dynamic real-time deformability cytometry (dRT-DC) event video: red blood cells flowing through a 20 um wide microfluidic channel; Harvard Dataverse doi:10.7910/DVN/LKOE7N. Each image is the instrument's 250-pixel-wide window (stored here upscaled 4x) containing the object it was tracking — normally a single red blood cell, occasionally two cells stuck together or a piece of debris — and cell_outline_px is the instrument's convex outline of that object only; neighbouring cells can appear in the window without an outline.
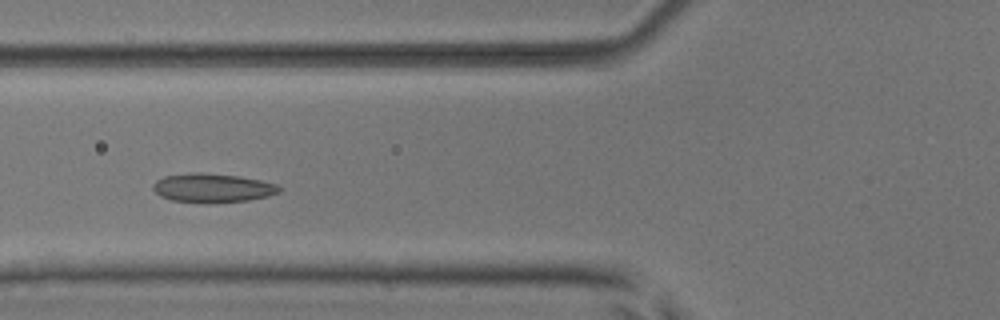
{"species": "common noctule bat (a hibernating species)", "species_latin": "Nyctalus noctula", "temperature_condition": "room temperature", "stored_images_in_passage": 8, "camera_frame_rate_fps": 3000, "um_per_image_px": 0.085, "animal": {"sex": "male", "body_mass_g": 17.9, "forearm_length_mm": 54.2}, "frame": {"image": 1, "passage_image": 5, "time_ms": 1.333, "image_size_px": [1000, 320], "cell_outline_px": [[280, 192], [268, 196], [248, 200], [208, 204], [172, 200], [160, 196], [152, 188], [152, 184], [156, 180], [164, 176], [192, 172], [200, 172], [236, 176], [260, 180], [276, 184], [280, 188]], "centroid_in_image_um": [18.03, 15.98], "position_along_channel_um": 107.8, "area_um2": 21.39}}
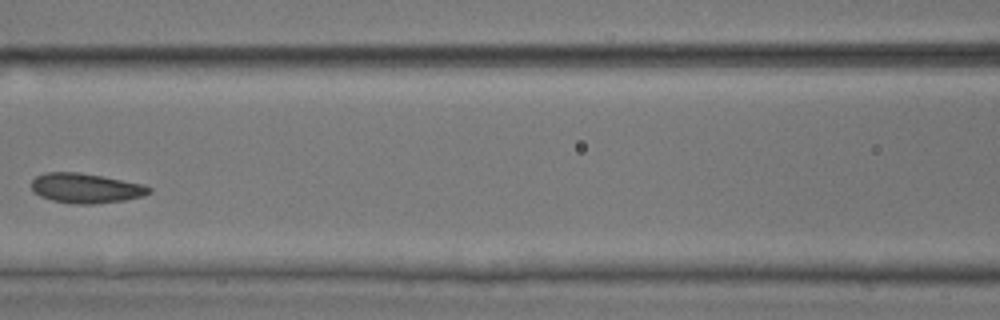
{"frame": {"image": 2, "passage_image": 6, "time_ms": 1.667, "image_size_px": [1000, 320], "cell_outline_px": [[152, 192], [144, 196], [124, 200], [92, 204], [72, 204], [52, 200], [40, 196], [32, 192], [32, 180], [36, 176], [44, 172], [76, 172], [100, 176], [140, 184], [152, 188]], "centroid_in_image_um": [7.25, 16.0], "position_along_channel_um": 159.3, "area_um2": 20.29}}
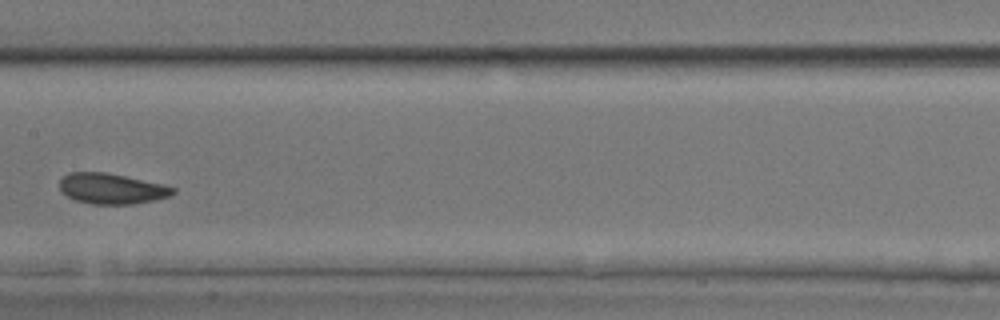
{"frame": {"image": 3, "passage_image": 7, "time_ms": 2.0, "image_size_px": [1000, 320], "cell_outline_px": [[176, 192], [168, 196], [152, 200], [132, 204], [92, 204], [76, 200], [68, 196], [60, 188], [60, 180], [68, 172], [104, 172], [164, 184], [176, 188]], "centroid_in_image_um": [9.5, 16.03], "position_along_channel_um": 197.9, "area_um2": 19.94}}